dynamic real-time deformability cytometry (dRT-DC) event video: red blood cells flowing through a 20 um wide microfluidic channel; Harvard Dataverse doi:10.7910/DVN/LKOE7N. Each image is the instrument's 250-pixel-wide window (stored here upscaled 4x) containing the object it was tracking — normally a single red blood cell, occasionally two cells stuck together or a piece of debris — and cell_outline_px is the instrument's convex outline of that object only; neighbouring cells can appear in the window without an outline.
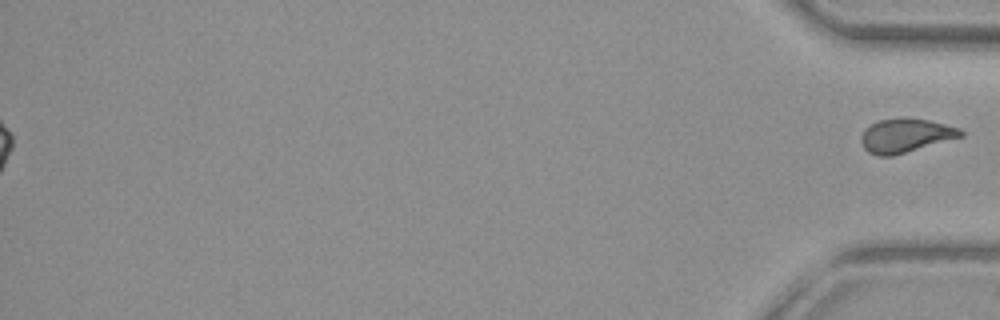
{"species": "common noctule bat (a hibernating species)", "species_latin": "Nyctalus noctula", "temperature_condition": "warm", "stored_images_in_passage": 52, "segment_of_instrument_passage": [2, 2], "camera_frame_rate_fps": 3000, "um_per_image_px": 0.085, "animal": {"sex": "female", "body_mass_g": 29.2, "forearm_length_mm": 56.3}, "frame": {"image": 1, "passage_image": 52, "time_ms": 17.0, "image_size_px": [1000, 320], "cell_outline_px": [[964, 136], [892, 156], [880, 156], [868, 152], [864, 148], [860, 140], [860, 136], [864, 128], [880, 120], [928, 120], [960, 128], [964, 132]], "centroid_in_image_um": [76.96, 11.55], "position_along_channel_um": 358.2, "area_um2": 19.13}}